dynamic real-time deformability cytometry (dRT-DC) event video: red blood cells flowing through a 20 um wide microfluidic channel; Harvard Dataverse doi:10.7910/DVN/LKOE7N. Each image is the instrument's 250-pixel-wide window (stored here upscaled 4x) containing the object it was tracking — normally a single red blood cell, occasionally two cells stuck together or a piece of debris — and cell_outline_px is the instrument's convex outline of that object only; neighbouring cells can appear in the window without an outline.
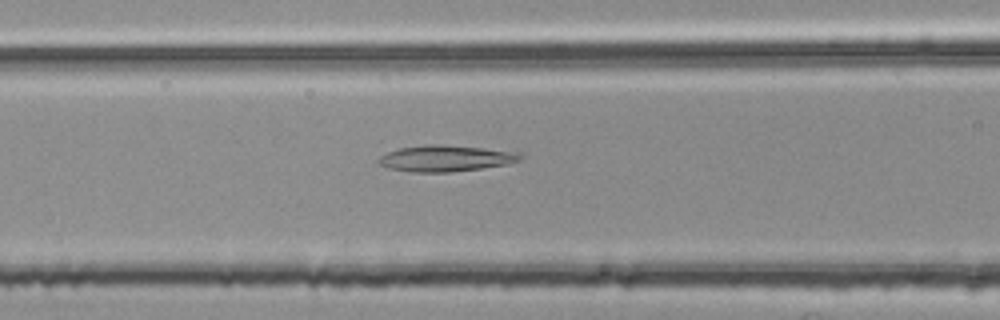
{"species": "common noctule bat (a hibernating species)", "species_latin": "Nyctalus noctula", "temperature_condition": "room temperature", "stored_images_in_passage": 42, "camera_frame_rate_fps": 3000, "um_per_image_px": 0.085, "animal": {"sex": "female", "body_mass_g": 25.1}, "frame": {"image": 1, "passage_image": 10, "time_ms": 3.0, "image_size_px": [1000, 320], "cell_outline_px": [[524, 156], [520, 160], [508, 164], [480, 168], [448, 172], [408, 172], [388, 168], [376, 164], [376, 160], [380, 156], [396, 148], [432, 144], [440, 144], [484, 148], [520, 152]], "centroid_in_image_um": [37.84, 13.46], "position_along_channel_um": 128.8, "area_um2": 21.85}}
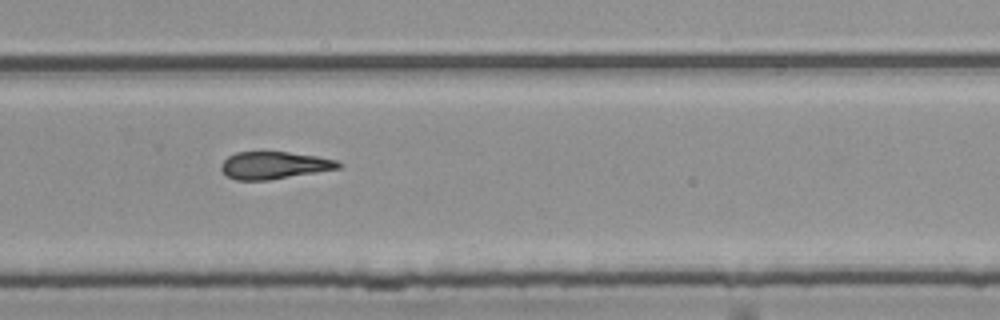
{"frame": {"image": 2, "passage_image": 24, "time_ms": 7.667, "image_size_px": [1000, 320], "cell_outline_px": [[344, 164], [340, 168], [268, 180], [236, 180], [228, 176], [220, 168], [220, 164], [228, 156], [236, 152], [260, 148], [316, 156], [336, 160]], "centroid_in_image_um": [23.25, 14.0], "position_along_channel_um": 306.5, "area_um2": 19.31}}
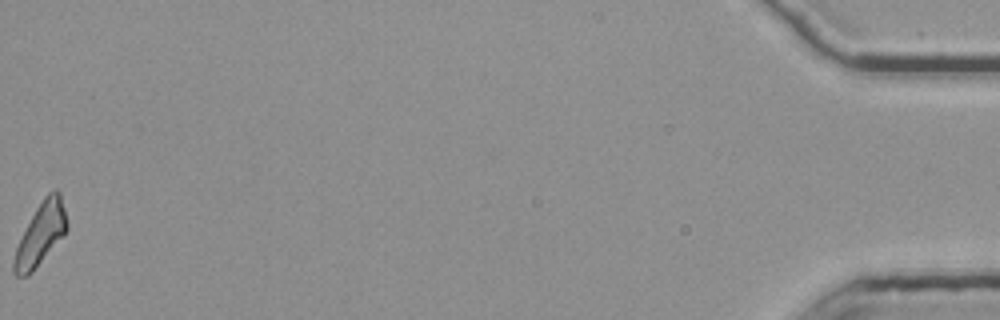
{"frame": {"image": 3, "passage_image": 42, "time_ms": 13.667, "image_size_px": [1000, 320], "cell_outline_px": [[68, 228], [64, 236], [32, 272], [28, 276], [16, 276], [12, 272], [12, 260], [16, 248], [36, 208], [44, 196], [48, 192], [56, 188], [60, 192], [68, 220]], "centroid_in_image_um": [3.48, 19.9], "position_along_channel_um": 431.7, "area_um2": 19.25}, "authors_computed_cell_mechanics": {"area_um2": 19.3341, "velocity_mm_per_s": 3.8101, "shape_relaxation_time_tau1_ms": null, "shape_relaxation_time_tau2_ms": 7.2661, "deformation_change_tau1": null, "deformation_change_tau2": 0.2154}}